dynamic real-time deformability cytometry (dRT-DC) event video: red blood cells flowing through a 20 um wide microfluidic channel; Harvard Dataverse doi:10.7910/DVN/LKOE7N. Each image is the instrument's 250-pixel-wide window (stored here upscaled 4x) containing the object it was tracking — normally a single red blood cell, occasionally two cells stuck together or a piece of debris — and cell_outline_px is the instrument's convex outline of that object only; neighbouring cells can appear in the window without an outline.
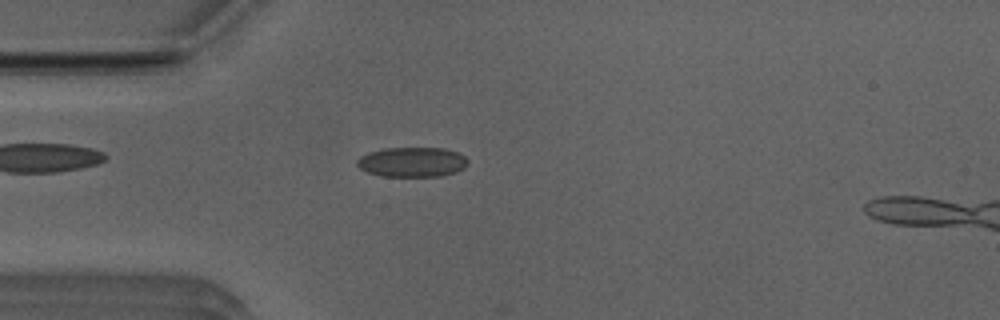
{"species": "Egyptian fruit bat (a non-hibernating species)", "species_latin": "Rousettus aegyptiacus", "temperature_condition": "room temperature", "stored_images_in_passage": 50, "camera_frame_rate_fps": 3000, "um_per_image_px": 0.085, "animal": {"sex": "male"}, "frame": {"image": 1, "passage_image": 13, "time_ms": 4.0, "image_size_px": [1000, 320], "cell_outline_px": [[468, 164], [464, 168], [456, 172], [440, 176], [380, 176], [368, 172], [360, 168], [356, 164], [356, 160], [360, 156], [368, 152], [384, 148], [444, 148], [456, 152], [464, 156], [468, 160]], "centroid_in_image_um": [35.02, 13.77], "position_along_channel_um": 50.0, "area_um2": 19.31}}
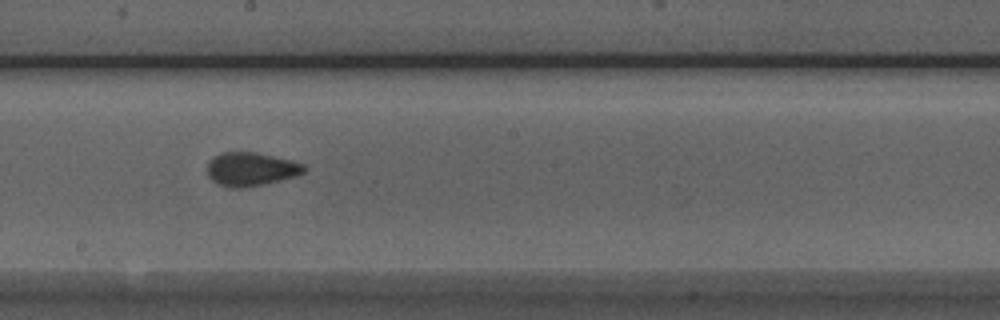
{"frame": {"image": 2, "passage_image": 27, "time_ms": 8.667, "image_size_px": [1000, 320], "cell_outline_px": [[308, 168], [304, 172], [296, 176], [260, 184], [240, 188], [232, 188], [216, 184], [208, 176], [208, 160], [220, 152], [256, 152], [292, 160], [304, 164]], "centroid_in_image_um": [21.32, 14.36], "position_along_channel_um": 226.9, "area_um2": 18.96}}
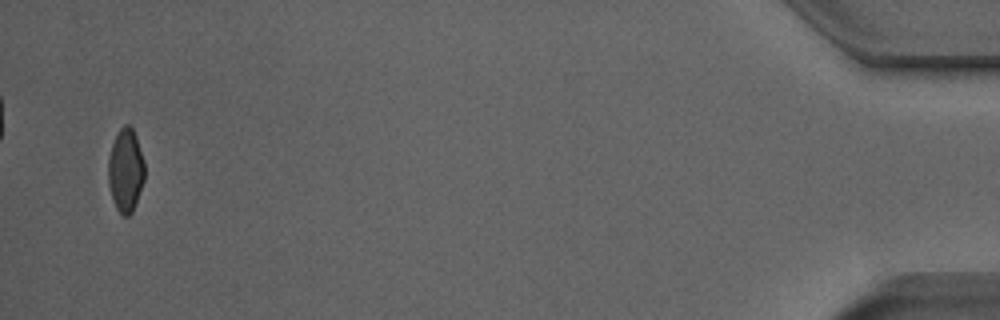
{"frame": {"image": 3, "passage_image": 49, "time_ms": 16.0, "image_size_px": [1000, 320], "cell_outline_px": [[144, 180], [132, 212], [128, 216], [124, 216], [116, 208], [112, 200], [108, 184], [108, 160], [112, 144], [120, 128], [124, 124], [128, 124], [132, 128], [136, 136], [144, 160]], "centroid_in_image_um": [10.67, 14.47], "position_along_channel_um": 424.5, "area_um2": 17.63}}